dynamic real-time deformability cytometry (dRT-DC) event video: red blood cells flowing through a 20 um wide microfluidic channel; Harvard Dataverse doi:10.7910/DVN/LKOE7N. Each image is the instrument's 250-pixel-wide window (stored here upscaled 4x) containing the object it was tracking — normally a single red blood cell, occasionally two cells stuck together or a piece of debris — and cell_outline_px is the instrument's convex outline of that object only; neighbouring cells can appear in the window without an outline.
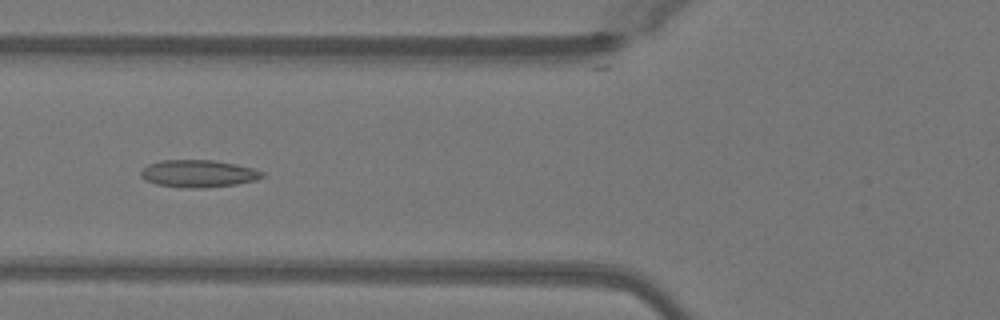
{"species": "Egyptian fruit bat (a non-hibernating species)", "species_latin": "Rousettus aegyptiacus", "temperature_condition": "warm", "stored_images_in_passage": 49, "camera_frame_rate_fps": 3000, "um_per_image_px": 0.085, "animal": {"sex": "female"}, "frame": {"image": 1, "passage_image": 19, "time_ms": 6.0, "image_size_px": [1000, 320], "cell_outline_px": [[264, 176], [256, 180], [236, 184], [208, 188], [184, 188], [156, 184], [144, 180], [140, 176], [140, 172], [148, 164], [160, 160], [212, 160], [236, 164], [252, 168], [264, 172]], "centroid_in_image_um": [16.84, 14.76], "position_along_channel_um": 109.0, "area_um2": 19.48}}
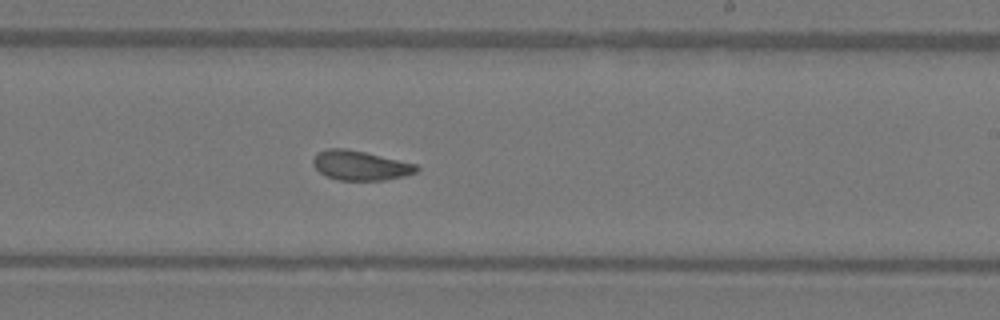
{"frame": {"image": 2, "passage_image": 30, "time_ms": 9.667, "image_size_px": [1000, 320], "cell_outline_px": [[420, 168], [416, 172], [404, 176], [384, 180], [340, 180], [328, 176], [320, 172], [312, 164], [312, 160], [316, 152], [328, 148], [344, 148], [364, 152], [416, 164]], "centroid_in_image_um": [30.6, 14.06], "position_along_channel_um": 258.4, "area_um2": 17.69}}
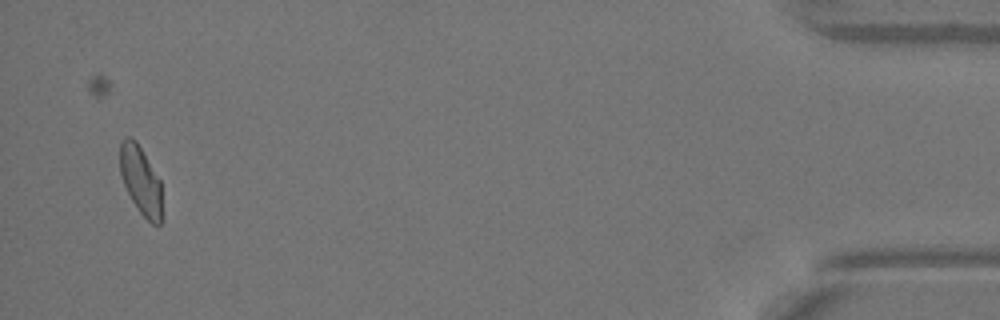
{"frame": {"image": 3, "passage_image": 48, "time_ms": 15.667, "image_size_px": [1000, 320], "cell_outline_px": [[164, 216], [160, 224], [152, 224], [140, 212], [132, 200], [120, 176], [120, 140], [124, 136], [132, 136], [136, 140], [160, 180]], "centroid_in_image_um": [11.98, 15.34], "position_along_channel_um": 423.2, "area_um2": 17.11}, "authors_computed_cell_mechanics": {"area_um2": 18.1492, "velocity_mm_per_s": 4.0863, "shape_relaxation_time_tau1_ms": null, "shape_relaxation_time_tau2_ms": 1.9127, "deformation_change_tau1": null, "deformation_change_tau2": 0.0685}}